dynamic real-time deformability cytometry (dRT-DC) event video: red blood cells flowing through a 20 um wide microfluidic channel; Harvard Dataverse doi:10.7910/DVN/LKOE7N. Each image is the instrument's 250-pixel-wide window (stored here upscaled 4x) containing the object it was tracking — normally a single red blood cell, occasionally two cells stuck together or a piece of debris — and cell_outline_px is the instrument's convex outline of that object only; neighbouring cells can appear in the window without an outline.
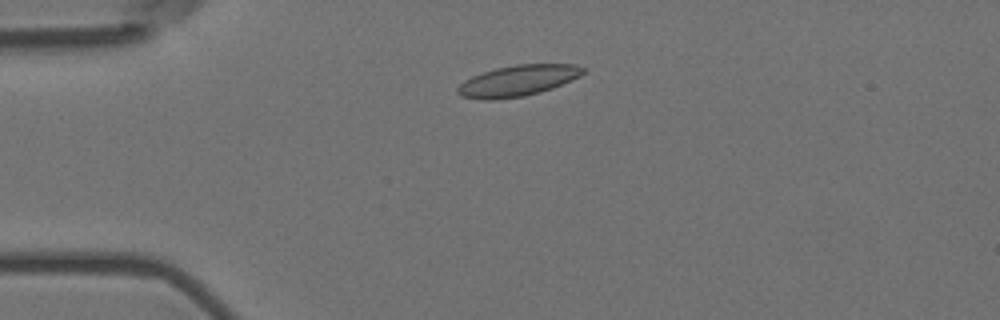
{"species": "Egyptian fruit bat (a non-hibernating species)", "species_latin": "Rousettus aegyptiacus", "temperature_condition": "room temperature", "stored_images_in_passage": 3, "camera_frame_rate_fps": 3000, "um_per_image_px": 0.085, "animal": {"sex": "female"}, "frame": {"image": 1, "passage_image": 2, "time_ms": 0.333, "image_size_px": [1000, 320], "cell_outline_px": [[588, 68], [580, 76], [572, 80], [552, 88], [540, 92], [524, 96], [492, 100], [484, 100], [460, 96], [456, 92], [456, 88], [464, 80], [472, 76], [496, 68], [516, 64], [576, 64]], "centroid_in_image_um": [44.02, 6.85], "position_along_channel_um": 41.0, "area_um2": 22.77}}